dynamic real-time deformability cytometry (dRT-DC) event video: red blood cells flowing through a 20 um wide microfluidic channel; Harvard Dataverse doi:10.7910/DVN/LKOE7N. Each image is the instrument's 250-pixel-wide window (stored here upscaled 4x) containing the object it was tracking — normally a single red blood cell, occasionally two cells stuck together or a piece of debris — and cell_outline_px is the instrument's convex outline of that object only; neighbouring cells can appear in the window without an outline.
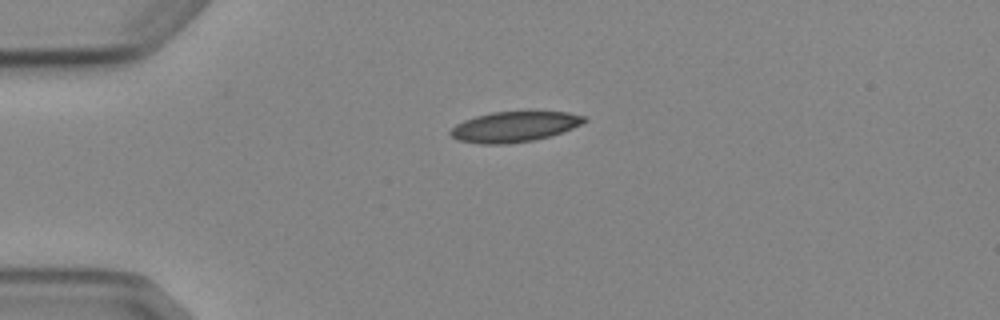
{"species": "Egyptian fruit bat (a non-hibernating species)", "species_latin": "Rousettus aegyptiacus", "temperature_condition": "cold", "stored_images_in_passage": 4, "camera_frame_rate_fps": 3000, "um_per_image_px": 0.085, "animal": {"sex": "female"}, "frame": {"image": 1, "passage_image": 1, "time_ms": 0.0, "image_size_px": [1000, 320], "cell_outline_px": [[588, 120], [572, 128], [552, 136], [532, 140], [504, 144], [480, 144], [460, 140], [452, 136], [448, 132], [456, 124], [464, 120], [476, 116], [492, 112], [528, 108], [568, 112], [584, 116]], "centroid_in_image_um": [43.77, 10.71], "position_along_channel_um": 41.2, "area_um2": 24.57}}
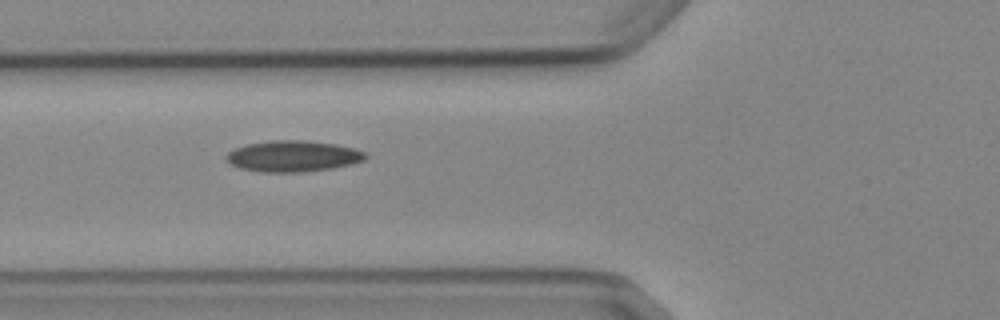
{"frame": {"image": 2, "passage_image": 3, "time_ms": 2.333, "image_size_px": [1000, 320], "cell_outline_px": [[368, 156], [364, 160], [352, 164], [332, 168], [300, 172], [260, 172], [240, 168], [232, 164], [224, 156], [228, 152], [236, 148], [248, 144], [272, 140], [308, 140], [336, 144], [352, 148], [364, 152]], "centroid_in_image_um": [24.91, 13.27], "position_along_channel_um": 100.9, "area_um2": 25.14}}